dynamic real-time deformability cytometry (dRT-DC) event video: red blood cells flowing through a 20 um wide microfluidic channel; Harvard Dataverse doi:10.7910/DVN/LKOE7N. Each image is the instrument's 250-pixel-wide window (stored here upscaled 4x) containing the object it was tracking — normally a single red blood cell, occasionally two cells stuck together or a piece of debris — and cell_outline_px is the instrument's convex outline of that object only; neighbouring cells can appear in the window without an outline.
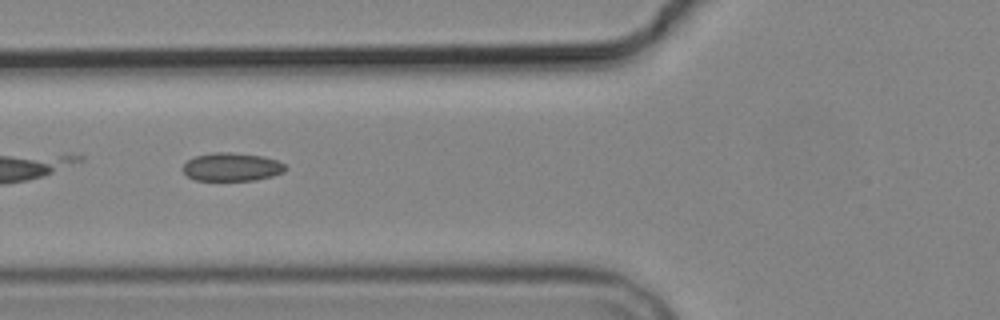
{"species": "common noctule bat (a hibernating species)", "species_latin": "Nyctalus noctula", "temperature_condition": "cold", "stored_images_in_passage": 10, "segment_of_instrument_passage": [2, 2], "camera_frame_rate_fps": 3000, "um_per_image_px": 0.085, "animal": {"sex": "male", "body_mass_g": 19.2, "forearm_length_mm": 51.8}, "frame": {"image": 1, "passage_image": 7, "time_ms": 8.0, "image_size_px": [1000, 320], "cell_outline_px": [[288, 168], [284, 172], [272, 176], [256, 180], [196, 180], [188, 176], [184, 172], [184, 164], [188, 160], [196, 156], [212, 152], [228, 152], [264, 156], [276, 160], [284, 164]], "centroid_in_image_um": [19.74, 14.19], "position_along_channel_um": 106.1, "area_um2": 16.82}}
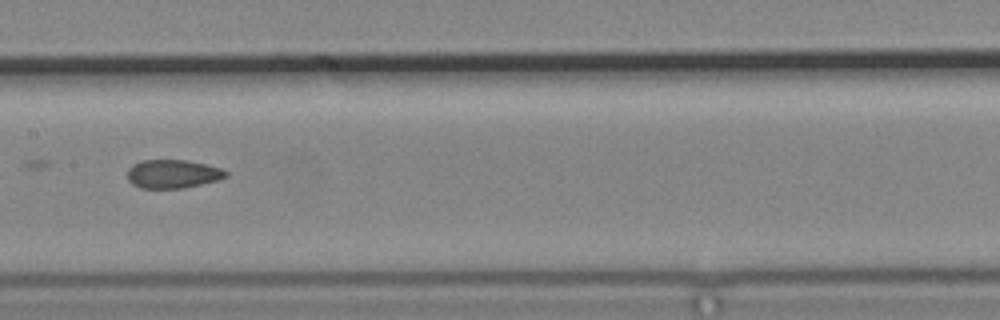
{"frame": {"image": 2, "passage_image": 9, "time_ms": 10.333, "image_size_px": [1000, 320], "cell_outline_px": [[228, 176], [216, 180], [184, 188], [140, 188], [132, 184], [128, 180], [128, 168], [132, 164], [144, 160], [184, 160], [204, 164], [220, 168], [228, 172]], "centroid_in_image_um": [14.65, 14.78], "position_along_channel_um": 192.7, "area_um2": 16.24}}
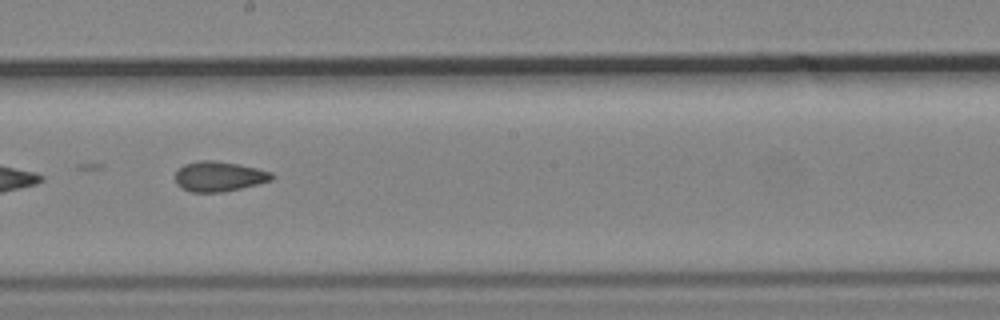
{"frame": {"image": 3, "passage_image": 10, "time_ms": 11.333, "image_size_px": [1000, 320], "cell_outline_px": [[276, 176], [272, 180], [240, 188], [220, 192], [192, 192], [180, 188], [176, 184], [176, 172], [184, 164], [200, 160], [216, 160], [256, 168], [272, 172]], "centroid_in_image_um": [18.61, 14.99], "position_along_channel_um": 229.6, "area_um2": 16.82}}